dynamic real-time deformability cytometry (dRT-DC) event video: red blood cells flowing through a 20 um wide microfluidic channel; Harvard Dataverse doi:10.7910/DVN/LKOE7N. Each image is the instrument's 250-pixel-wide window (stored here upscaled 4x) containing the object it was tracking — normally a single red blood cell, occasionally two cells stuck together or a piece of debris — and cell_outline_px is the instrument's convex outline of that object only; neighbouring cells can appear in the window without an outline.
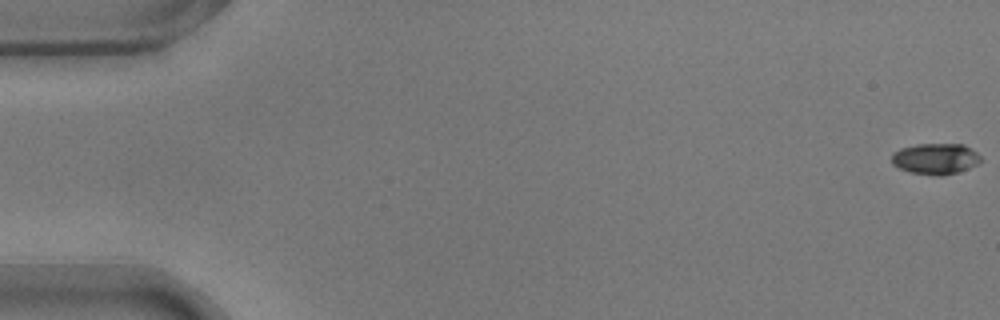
{"species": "common noctule bat (a hibernating species)", "species_latin": "Nyctalus noctula", "temperature_condition": "warm", "stored_images_in_passage": 14, "camera_frame_rate_fps": 3000, "um_per_image_px": 0.085, "animal": {"sex": "male", "body_mass_g": 17.9}, "frame": {"image": 1, "passage_image": 1, "time_ms": 0.0, "image_size_px": [1000, 320], "cell_outline_px": [[980, 160], [976, 164], [968, 168], [956, 172], [940, 176], [936, 176], [908, 172], [892, 164], [892, 152], [900, 148], [916, 144], [964, 144], [976, 152], [980, 156]], "centroid_in_image_um": [79.47, 13.49], "position_along_channel_um": 5.5, "area_um2": 16.07}}